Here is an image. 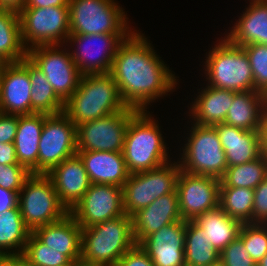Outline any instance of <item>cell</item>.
Here are the masks:
<instances>
[{"label": "cell", "mask_w": 267, "mask_h": 266, "mask_svg": "<svg viewBox=\"0 0 267 266\" xmlns=\"http://www.w3.org/2000/svg\"><path fill=\"white\" fill-rule=\"evenodd\" d=\"M207 56L205 74L209 86L234 92L255 91L251 65L242 46L224 37Z\"/></svg>", "instance_id": "obj_5"}, {"label": "cell", "mask_w": 267, "mask_h": 266, "mask_svg": "<svg viewBox=\"0 0 267 266\" xmlns=\"http://www.w3.org/2000/svg\"><path fill=\"white\" fill-rule=\"evenodd\" d=\"M28 70L31 80V114L55 115L64 112L65 103L57 96L46 76L28 58L20 61Z\"/></svg>", "instance_id": "obj_29"}, {"label": "cell", "mask_w": 267, "mask_h": 266, "mask_svg": "<svg viewBox=\"0 0 267 266\" xmlns=\"http://www.w3.org/2000/svg\"><path fill=\"white\" fill-rule=\"evenodd\" d=\"M207 266H224L222 261L219 259L218 261L212 263V264H209Z\"/></svg>", "instance_id": "obj_51"}, {"label": "cell", "mask_w": 267, "mask_h": 266, "mask_svg": "<svg viewBox=\"0 0 267 266\" xmlns=\"http://www.w3.org/2000/svg\"><path fill=\"white\" fill-rule=\"evenodd\" d=\"M188 141L182 148L180 169L196 175L221 179L228 165L216 129L193 123Z\"/></svg>", "instance_id": "obj_7"}, {"label": "cell", "mask_w": 267, "mask_h": 266, "mask_svg": "<svg viewBox=\"0 0 267 266\" xmlns=\"http://www.w3.org/2000/svg\"><path fill=\"white\" fill-rule=\"evenodd\" d=\"M184 255L185 266H207L220 259V253L193 220L186 221Z\"/></svg>", "instance_id": "obj_31"}, {"label": "cell", "mask_w": 267, "mask_h": 266, "mask_svg": "<svg viewBox=\"0 0 267 266\" xmlns=\"http://www.w3.org/2000/svg\"><path fill=\"white\" fill-rule=\"evenodd\" d=\"M185 231L186 220L173 222L148 235L139 246L154 266H185Z\"/></svg>", "instance_id": "obj_17"}, {"label": "cell", "mask_w": 267, "mask_h": 266, "mask_svg": "<svg viewBox=\"0 0 267 266\" xmlns=\"http://www.w3.org/2000/svg\"><path fill=\"white\" fill-rule=\"evenodd\" d=\"M178 161L169 162L155 169L129 174L123 185V208L130 217L149 206L155 199L171 192H177L180 174Z\"/></svg>", "instance_id": "obj_9"}, {"label": "cell", "mask_w": 267, "mask_h": 266, "mask_svg": "<svg viewBox=\"0 0 267 266\" xmlns=\"http://www.w3.org/2000/svg\"><path fill=\"white\" fill-rule=\"evenodd\" d=\"M126 108L110 73L88 74L81 76L76 91L65 102L64 113L77 127Z\"/></svg>", "instance_id": "obj_2"}, {"label": "cell", "mask_w": 267, "mask_h": 266, "mask_svg": "<svg viewBox=\"0 0 267 266\" xmlns=\"http://www.w3.org/2000/svg\"><path fill=\"white\" fill-rule=\"evenodd\" d=\"M18 125V115L0 112V143H13Z\"/></svg>", "instance_id": "obj_42"}, {"label": "cell", "mask_w": 267, "mask_h": 266, "mask_svg": "<svg viewBox=\"0 0 267 266\" xmlns=\"http://www.w3.org/2000/svg\"><path fill=\"white\" fill-rule=\"evenodd\" d=\"M31 233L24 223L19 205L8 209L0 215V254L22 255Z\"/></svg>", "instance_id": "obj_30"}, {"label": "cell", "mask_w": 267, "mask_h": 266, "mask_svg": "<svg viewBox=\"0 0 267 266\" xmlns=\"http://www.w3.org/2000/svg\"><path fill=\"white\" fill-rule=\"evenodd\" d=\"M199 93L190 108L194 123L202 126L224 123L237 92L207 85Z\"/></svg>", "instance_id": "obj_26"}, {"label": "cell", "mask_w": 267, "mask_h": 266, "mask_svg": "<svg viewBox=\"0 0 267 266\" xmlns=\"http://www.w3.org/2000/svg\"><path fill=\"white\" fill-rule=\"evenodd\" d=\"M60 47L62 46H35L27 50V57L43 72L57 96L65 103L76 91L82 75L71 53Z\"/></svg>", "instance_id": "obj_12"}, {"label": "cell", "mask_w": 267, "mask_h": 266, "mask_svg": "<svg viewBox=\"0 0 267 266\" xmlns=\"http://www.w3.org/2000/svg\"><path fill=\"white\" fill-rule=\"evenodd\" d=\"M220 260L224 266H257L239 237L220 252Z\"/></svg>", "instance_id": "obj_39"}, {"label": "cell", "mask_w": 267, "mask_h": 266, "mask_svg": "<svg viewBox=\"0 0 267 266\" xmlns=\"http://www.w3.org/2000/svg\"><path fill=\"white\" fill-rule=\"evenodd\" d=\"M258 132L260 139V154L267 159V111L263 115Z\"/></svg>", "instance_id": "obj_46"}, {"label": "cell", "mask_w": 267, "mask_h": 266, "mask_svg": "<svg viewBox=\"0 0 267 266\" xmlns=\"http://www.w3.org/2000/svg\"><path fill=\"white\" fill-rule=\"evenodd\" d=\"M114 0H68L70 34L131 33L124 9Z\"/></svg>", "instance_id": "obj_8"}, {"label": "cell", "mask_w": 267, "mask_h": 266, "mask_svg": "<svg viewBox=\"0 0 267 266\" xmlns=\"http://www.w3.org/2000/svg\"><path fill=\"white\" fill-rule=\"evenodd\" d=\"M242 47L251 65L255 91L267 96V45L251 44Z\"/></svg>", "instance_id": "obj_37"}, {"label": "cell", "mask_w": 267, "mask_h": 266, "mask_svg": "<svg viewBox=\"0 0 267 266\" xmlns=\"http://www.w3.org/2000/svg\"><path fill=\"white\" fill-rule=\"evenodd\" d=\"M138 111L129 121L123 157L130 174L148 171L168 163V153L156 120Z\"/></svg>", "instance_id": "obj_3"}, {"label": "cell", "mask_w": 267, "mask_h": 266, "mask_svg": "<svg viewBox=\"0 0 267 266\" xmlns=\"http://www.w3.org/2000/svg\"><path fill=\"white\" fill-rule=\"evenodd\" d=\"M245 11L226 38L237 46L267 45V0H251Z\"/></svg>", "instance_id": "obj_25"}, {"label": "cell", "mask_w": 267, "mask_h": 266, "mask_svg": "<svg viewBox=\"0 0 267 266\" xmlns=\"http://www.w3.org/2000/svg\"><path fill=\"white\" fill-rule=\"evenodd\" d=\"M26 0H0V9L19 14Z\"/></svg>", "instance_id": "obj_47"}, {"label": "cell", "mask_w": 267, "mask_h": 266, "mask_svg": "<svg viewBox=\"0 0 267 266\" xmlns=\"http://www.w3.org/2000/svg\"><path fill=\"white\" fill-rule=\"evenodd\" d=\"M257 266H267V253L260 259Z\"/></svg>", "instance_id": "obj_50"}, {"label": "cell", "mask_w": 267, "mask_h": 266, "mask_svg": "<svg viewBox=\"0 0 267 266\" xmlns=\"http://www.w3.org/2000/svg\"><path fill=\"white\" fill-rule=\"evenodd\" d=\"M116 266H154V264L139 244H135L120 258Z\"/></svg>", "instance_id": "obj_41"}, {"label": "cell", "mask_w": 267, "mask_h": 266, "mask_svg": "<svg viewBox=\"0 0 267 266\" xmlns=\"http://www.w3.org/2000/svg\"><path fill=\"white\" fill-rule=\"evenodd\" d=\"M6 61L0 57V71L3 69Z\"/></svg>", "instance_id": "obj_52"}, {"label": "cell", "mask_w": 267, "mask_h": 266, "mask_svg": "<svg viewBox=\"0 0 267 266\" xmlns=\"http://www.w3.org/2000/svg\"><path fill=\"white\" fill-rule=\"evenodd\" d=\"M193 221L204 230L208 243L219 253L239 237L243 224L228 216L220 207L199 214Z\"/></svg>", "instance_id": "obj_28"}, {"label": "cell", "mask_w": 267, "mask_h": 266, "mask_svg": "<svg viewBox=\"0 0 267 266\" xmlns=\"http://www.w3.org/2000/svg\"><path fill=\"white\" fill-rule=\"evenodd\" d=\"M129 34H70L67 42H74V45H76L75 43L78 44L76 45L78 49L76 48L73 50L74 52H71V57L80 74L110 73L116 52Z\"/></svg>", "instance_id": "obj_14"}, {"label": "cell", "mask_w": 267, "mask_h": 266, "mask_svg": "<svg viewBox=\"0 0 267 266\" xmlns=\"http://www.w3.org/2000/svg\"><path fill=\"white\" fill-rule=\"evenodd\" d=\"M29 266H72L73 262L63 254L41 243L32 233L22 254Z\"/></svg>", "instance_id": "obj_35"}, {"label": "cell", "mask_w": 267, "mask_h": 266, "mask_svg": "<svg viewBox=\"0 0 267 266\" xmlns=\"http://www.w3.org/2000/svg\"><path fill=\"white\" fill-rule=\"evenodd\" d=\"M31 80L20 62H6L0 72V112L12 115L31 114Z\"/></svg>", "instance_id": "obj_18"}, {"label": "cell", "mask_w": 267, "mask_h": 266, "mask_svg": "<svg viewBox=\"0 0 267 266\" xmlns=\"http://www.w3.org/2000/svg\"><path fill=\"white\" fill-rule=\"evenodd\" d=\"M69 213L81 228L122 216L125 214L123 188L111 184H91Z\"/></svg>", "instance_id": "obj_15"}, {"label": "cell", "mask_w": 267, "mask_h": 266, "mask_svg": "<svg viewBox=\"0 0 267 266\" xmlns=\"http://www.w3.org/2000/svg\"><path fill=\"white\" fill-rule=\"evenodd\" d=\"M0 266H29L22 255H6L0 258Z\"/></svg>", "instance_id": "obj_48"}, {"label": "cell", "mask_w": 267, "mask_h": 266, "mask_svg": "<svg viewBox=\"0 0 267 266\" xmlns=\"http://www.w3.org/2000/svg\"><path fill=\"white\" fill-rule=\"evenodd\" d=\"M92 184L123 187L129 172L122 152L77 151Z\"/></svg>", "instance_id": "obj_22"}, {"label": "cell", "mask_w": 267, "mask_h": 266, "mask_svg": "<svg viewBox=\"0 0 267 266\" xmlns=\"http://www.w3.org/2000/svg\"><path fill=\"white\" fill-rule=\"evenodd\" d=\"M267 177V159L262 155L244 164L227 167L220 187L255 189Z\"/></svg>", "instance_id": "obj_33"}, {"label": "cell", "mask_w": 267, "mask_h": 266, "mask_svg": "<svg viewBox=\"0 0 267 266\" xmlns=\"http://www.w3.org/2000/svg\"><path fill=\"white\" fill-rule=\"evenodd\" d=\"M239 238L256 264L267 253V224L243 223Z\"/></svg>", "instance_id": "obj_36"}, {"label": "cell", "mask_w": 267, "mask_h": 266, "mask_svg": "<svg viewBox=\"0 0 267 266\" xmlns=\"http://www.w3.org/2000/svg\"><path fill=\"white\" fill-rule=\"evenodd\" d=\"M18 205L26 227L33 232L39 227L59 221L69 213L59 201L47 174H31L18 193Z\"/></svg>", "instance_id": "obj_6"}, {"label": "cell", "mask_w": 267, "mask_h": 266, "mask_svg": "<svg viewBox=\"0 0 267 266\" xmlns=\"http://www.w3.org/2000/svg\"><path fill=\"white\" fill-rule=\"evenodd\" d=\"M77 154V127L64 113L48 115L39 141L38 174H48L63 160Z\"/></svg>", "instance_id": "obj_11"}, {"label": "cell", "mask_w": 267, "mask_h": 266, "mask_svg": "<svg viewBox=\"0 0 267 266\" xmlns=\"http://www.w3.org/2000/svg\"><path fill=\"white\" fill-rule=\"evenodd\" d=\"M135 244L132 218L124 214L82 228L80 260L89 264L116 266L120 258Z\"/></svg>", "instance_id": "obj_4"}, {"label": "cell", "mask_w": 267, "mask_h": 266, "mask_svg": "<svg viewBox=\"0 0 267 266\" xmlns=\"http://www.w3.org/2000/svg\"><path fill=\"white\" fill-rule=\"evenodd\" d=\"M266 112V95L258 91L237 92L224 123L248 131H258Z\"/></svg>", "instance_id": "obj_27"}, {"label": "cell", "mask_w": 267, "mask_h": 266, "mask_svg": "<svg viewBox=\"0 0 267 266\" xmlns=\"http://www.w3.org/2000/svg\"><path fill=\"white\" fill-rule=\"evenodd\" d=\"M47 114L33 113L18 115V125L14 146L19 164L32 174H38L39 141Z\"/></svg>", "instance_id": "obj_24"}, {"label": "cell", "mask_w": 267, "mask_h": 266, "mask_svg": "<svg viewBox=\"0 0 267 266\" xmlns=\"http://www.w3.org/2000/svg\"><path fill=\"white\" fill-rule=\"evenodd\" d=\"M18 205V194L0 187V215Z\"/></svg>", "instance_id": "obj_43"}, {"label": "cell", "mask_w": 267, "mask_h": 266, "mask_svg": "<svg viewBox=\"0 0 267 266\" xmlns=\"http://www.w3.org/2000/svg\"><path fill=\"white\" fill-rule=\"evenodd\" d=\"M139 110L127 107L77 126V151L122 152L130 119Z\"/></svg>", "instance_id": "obj_13"}, {"label": "cell", "mask_w": 267, "mask_h": 266, "mask_svg": "<svg viewBox=\"0 0 267 266\" xmlns=\"http://www.w3.org/2000/svg\"><path fill=\"white\" fill-rule=\"evenodd\" d=\"M0 57L18 62L27 57L21 38L19 14L0 9Z\"/></svg>", "instance_id": "obj_32"}, {"label": "cell", "mask_w": 267, "mask_h": 266, "mask_svg": "<svg viewBox=\"0 0 267 266\" xmlns=\"http://www.w3.org/2000/svg\"><path fill=\"white\" fill-rule=\"evenodd\" d=\"M0 164L21 165L17 161L13 143H0Z\"/></svg>", "instance_id": "obj_44"}, {"label": "cell", "mask_w": 267, "mask_h": 266, "mask_svg": "<svg viewBox=\"0 0 267 266\" xmlns=\"http://www.w3.org/2000/svg\"><path fill=\"white\" fill-rule=\"evenodd\" d=\"M32 234L50 249L63 251L73 263L80 261L82 228L70 213L59 221L35 229Z\"/></svg>", "instance_id": "obj_21"}, {"label": "cell", "mask_w": 267, "mask_h": 266, "mask_svg": "<svg viewBox=\"0 0 267 266\" xmlns=\"http://www.w3.org/2000/svg\"><path fill=\"white\" fill-rule=\"evenodd\" d=\"M252 223L267 224V177L254 189Z\"/></svg>", "instance_id": "obj_40"}, {"label": "cell", "mask_w": 267, "mask_h": 266, "mask_svg": "<svg viewBox=\"0 0 267 266\" xmlns=\"http://www.w3.org/2000/svg\"><path fill=\"white\" fill-rule=\"evenodd\" d=\"M31 174L23 165L0 164V187L18 194Z\"/></svg>", "instance_id": "obj_38"}, {"label": "cell", "mask_w": 267, "mask_h": 266, "mask_svg": "<svg viewBox=\"0 0 267 266\" xmlns=\"http://www.w3.org/2000/svg\"><path fill=\"white\" fill-rule=\"evenodd\" d=\"M47 175L54 184L59 201L68 211L77 204L92 184L78 154L63 160Z\"/></svg>", "instance_id": "obj_19"}, {"label": "cell", "mask_w": 267, "mask_h": 266, "mask_svg": "<svg viewBox=\"0 0 267 266\" xmlns=\"http://www.w3.org/2000/svg\"><path fill=\"white\" fill-rule=\"evenodd\" d=\"M68 6V0H26L24 8H49Z\"/></svg>", "instance_id": "obj_45"}, {"label": "cell", "mask_w": 267, "mask_h": 266, "mask_svg": "<svg viewBox=\"0 0 267 266\" xmlns=\"http://www.w3.org/2000/svg\"><path fill=\"white\" fill-rule=\"evenodd\" d=\"M72 266H104V265L89 264L80 260L77 261L76 263H73Z\"/></svg>", "instance_id": "obj_49"}, {"label": "cell", "mask_w": 267, "mask_h": 266, "mask_svg": "<svg viewBox=\"0 0 267 266\" xmlns=\"http://www.w3.org/2000/svg\"><path fill=\"white\" fill-rule=\"evenodd\" d=\"M132 231L136 244L163 226L183 220L179 212L178 193L171 192L155 199L132 216Z\"/></svg>", "instance_id": "obj_20"}, {"label": "cell", "mask_w": 267, "mask_h": 266, "mask_svg": "<svg viewBox=\"0 0 267 266\" xmlns=\"http://www.w3.org/2000/svg\"><path fill=\"white\" fill-rule=\"evenodd\" d=\"M221 181L217 178L180 171L177 180L179 212L183 220L219 207Z\"/></svg>", "instance_id": "obj_16"}, {"label": "cell", "mask_w": 267, "mask_h": 266, "mask_svg": "<svg viewBox=\"0 0 267 266\" xmlns=\"http://www.w3.org/2000/svg\"><path fill=\"white\" fill-rule=\"evenodd\" d=\"M144 34L131 32L119 46L110 70L127 107L145 111L150 102L173 91L177 80Z\"/></svg>", "instance_id": "obj_1"}, {"label": "cell", "mask_w": 267, "mask_h": 266, "mask_svg": "<svg viewBox=\"0 0 267 266\" xmlns=\"http://www.w3.org/2000/svg\"><path fill=\"white\" fill-rule=\"evenodd\" d=\"M254 189L220 187L219 207L231 218L252 223Z\"/></svg>", "instance_id": "obj_34"}, {"label": "cell", "mask_w": 267, "mask_h": 266, "mask_svg": "<svg viewBox=\"0 0 267 266\" xmlns=\"http://www.w3.org/2000/svg\"><path fill=\"white\" fill-rule=\"evenodd\" d=\"M19 19L22 42L27 50L39 45L67 43L70 35L68 6L23 8Z\"/></svg>", "instance_id": "obj_10"}, {"label": "cell", "mask_w": 267, "mask_h": 266, "mask_svg": "<svg viewBox=\"0 0 267 266\" xmlns=\"http://www.w3.org/2000/svg\"><path fill=\"white\" fill-rule=\"evenodd\" d=\"M213 127L224 149L228 167L251 162L261 156L258 131H248L225 123Z\"/></svg>", "instance_id": "obj_23"}]
</instances>
